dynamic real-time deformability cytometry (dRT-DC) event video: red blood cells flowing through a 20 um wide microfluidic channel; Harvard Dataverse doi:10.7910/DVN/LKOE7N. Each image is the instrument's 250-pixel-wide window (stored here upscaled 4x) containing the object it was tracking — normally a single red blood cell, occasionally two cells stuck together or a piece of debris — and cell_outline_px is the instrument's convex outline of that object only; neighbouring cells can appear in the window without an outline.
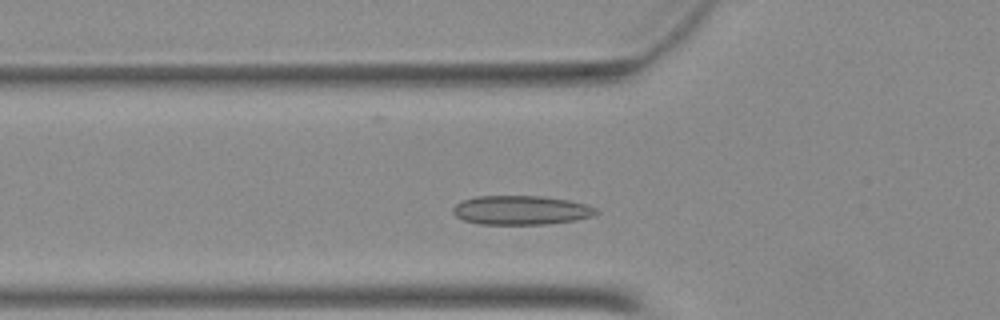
{"species": "Egyptian fruit bat (a non-hibernating species)", "species_latin": "Rousettus aegyptiacus", "temperature_condition": "warm", "stored_images_in_passage": 32, "camera_frame_rate_fps": 3000, "um_per_image_px": 0.085, "animal": {"sex": "female"}, "frame": {"image": 1, "passage_image": 3, "time_ms": 0.667, "image_size_px": [1000, 320], "cell_outline_px": [[600, 212], [592, 216], [576, 220], [544, 224], [480, 224], [464, 220], [456, 216], [452, 212], [452, 208], [460, 200], [476, 196], [540, 196], [568, 200], [584, 204], [596, 208]], "centroid_in_image_um": [44.26, 17.86], "position_along_channel_um": 81.5, "area_um2": 24.28}}
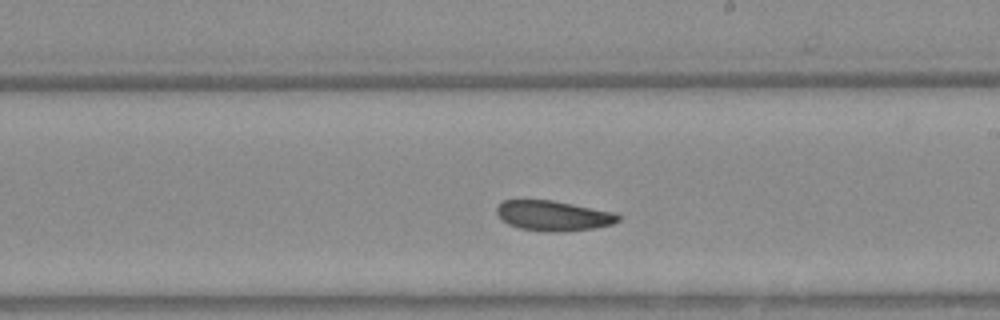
{"frame": {"image": 2, "passage_image": 15, "time_ms": 4.667, "image_size_px": [1000, 320], "cell_outline_px": [[620, 220], [612, 224], [596, 228], [560, 232], [544, 232], [520, 228], [508, 224], [496, 212], [496, 208], [504, 200], [552, 200], [616, 212], [620, 216]], "centroid_in_image_um": [47.07, 18.34], "position_along_channel_um": 241.9, "area_um2": 21.39}}
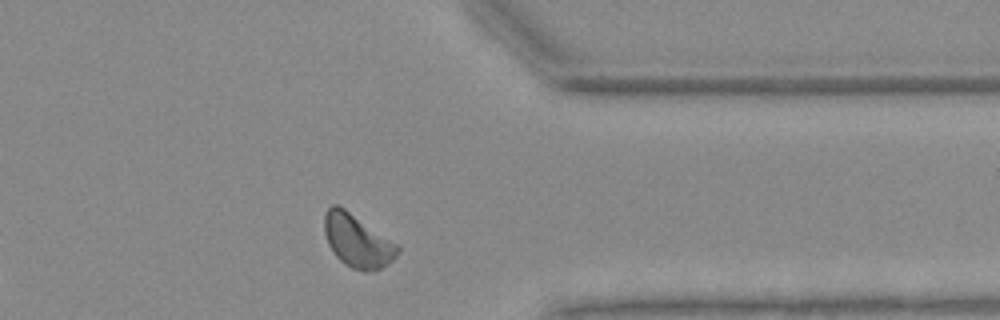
{"frame": {"image": 3, "passage_image": 26, "time_ms": 8.333, "image_size_px": [1000, 320], "cell_outline_px": [[400, 252], [388, 264], [380, 268], [364, 272], [352, 268], [344, 264], [332, 252], [328, 244], [324, 232], [324, 216], [328, 208], [332, 204], [336, 204], [344, 208], [396, 244], [400, 248]], "centroid_in_image_um": [30.34, 20.49], "position_along_channel_um": 381.1, "area_um2": 22.25}}